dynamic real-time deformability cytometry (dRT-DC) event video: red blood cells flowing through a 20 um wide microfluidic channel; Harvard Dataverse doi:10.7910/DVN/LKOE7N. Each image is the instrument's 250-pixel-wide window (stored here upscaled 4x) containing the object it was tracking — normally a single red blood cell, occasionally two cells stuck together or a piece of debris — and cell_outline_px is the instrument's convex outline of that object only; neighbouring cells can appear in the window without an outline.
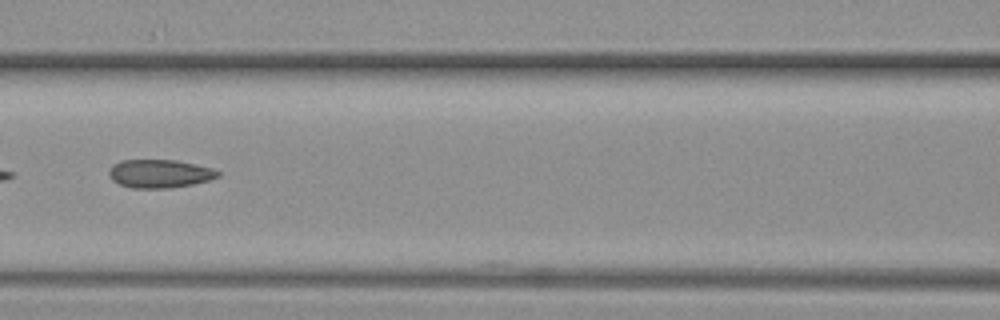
{"species": "common noctule bat (a hibernating species)", "species_latin": "Nyctalus noctula", "temperature_condition": "warm", "stored_images_in_passage": 9, "camera_frame_rate_fps": 3000, "um_per_image_px": 0.085, "animal": {"sex": "female", "body_mass_g": 19.3, "forearm_length_mm": 54.1}, "frame": {"image": 1, "passage_image": 9, "time_ms": 2.667, "image_size_px": [1000, 320], "cell_outline_px": [[220, 176], [208, 180], [192, 184], [172, 188], [132, 188], [120, 184], [112, 180], [108, 172], [112, 164], [120, 160], [176, 160], [212, 168], [220, 172]], "centroid_in_image_um": [13.55, 14.76], "position_along_channel_um": 153.0, "area_um2": 17.98}}